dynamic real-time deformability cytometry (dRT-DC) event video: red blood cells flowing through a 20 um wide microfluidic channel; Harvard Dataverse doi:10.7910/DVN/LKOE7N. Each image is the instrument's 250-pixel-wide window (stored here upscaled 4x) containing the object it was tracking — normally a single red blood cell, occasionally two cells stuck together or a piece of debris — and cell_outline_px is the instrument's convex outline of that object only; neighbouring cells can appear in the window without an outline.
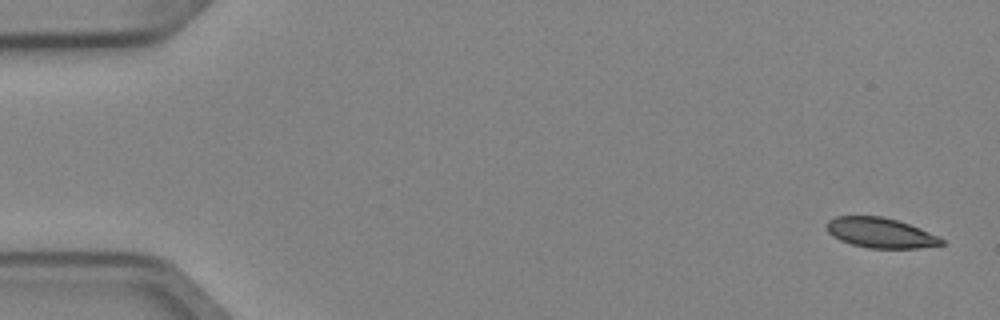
{"species": "Egyptian fruit bat (a non-hibernating species)", "species_latin": "Rousettus aegyptiacus", "temperature_condition": "cold", "stored_images_in_passage": 6, "camera_frame_rate_fps": 3000, "um_per_image_px": 0.085, "animal": {"sex": "female"}, "frame": {"image": 1, "passage_image": 1, "time_ms": 0.0, "image_size_px": [1000, 320], "cell_outline_px": [[944, 244], [920, 248], [868, 248], [852, 244], [840, 240], [832, 236], [828, 232], [824, 224], [828, 220], [836, 216], [880, 216], [896, 220], [920, 228], [944, 240]], "centroid_in_image_um": [74.79, 19.79], "position_along_channel_um": 10.2, "area_um2": 20.06}}
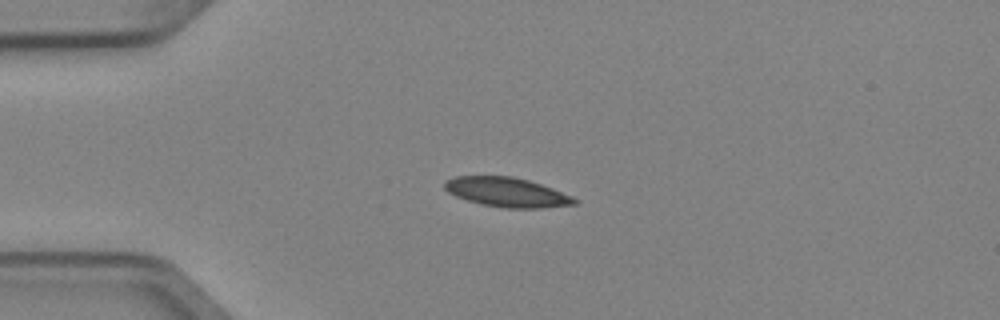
{"frame": {"image": 2, "passage_image": 4, "time_ms": 1.0, "image_size_px": [1000, 320], "cell_outline_px": [[576, 204], [544, 208], [504, 208], [484, 204], [468, 200], [456, 196], [448, 192], [444, 188], [444, 180], [456, 176], [512, 176], [528, 180], [552, 188], [572, 196], [576, 200]], "centroid_in_image_um": [43.07, 16.33], "position_along_channel_um": 41.9, "area_um2": 22.14}}
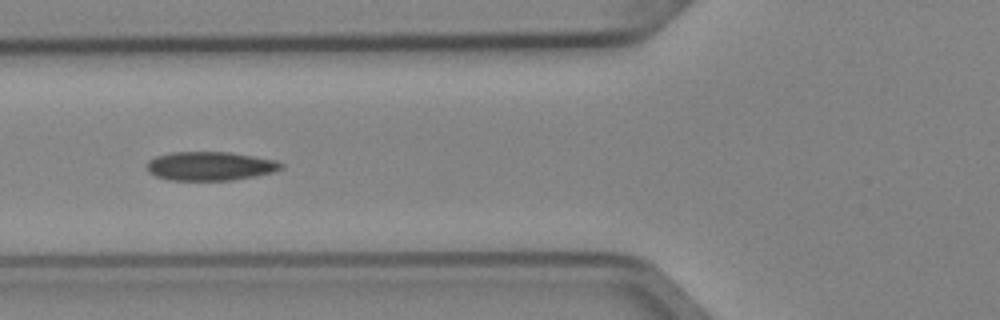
{"frame": {"image": 3, "passage_image": 6, "time_ms": 1.667, "image_size_px": [1000, 320], "cell_outline_px": [[284, 168], [272, 172], [256, 176], [232, 180], [168, 180], [156, 176], [148, 172], [148, 160], [156, 156], [172, 152], [228, 152], [276, 160], [284, 164]], "centroid_in_image_um": [17.87, 14.12], "position_along_channel_um": 107.9, "area_um2": 22.54}}